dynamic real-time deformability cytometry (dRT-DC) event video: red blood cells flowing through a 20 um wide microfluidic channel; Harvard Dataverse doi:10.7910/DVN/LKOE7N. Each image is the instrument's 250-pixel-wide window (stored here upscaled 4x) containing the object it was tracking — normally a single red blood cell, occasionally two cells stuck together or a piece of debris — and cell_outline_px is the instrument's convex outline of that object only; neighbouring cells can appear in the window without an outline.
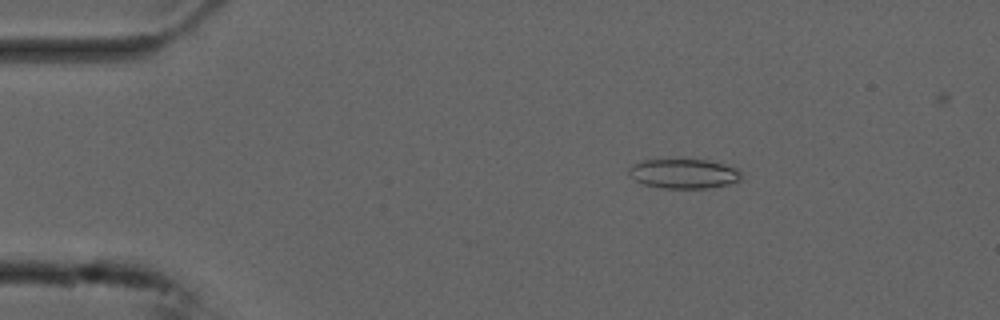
{"species": "common noctule bat (a hibernating species)", "species_latin": "Nyctalus noctula", "temperature_condition": "cold", "stored_images_in_passage": 52, "camera_frame_rate_fps": 3000, "um_per_image_px": 0.085, "animal": {"sex": "male", "forearm_length_mm": 52.5}, "frame": {"image": 1, "passage_image": 7, "time_ms": 2.0, "image_size_px": [1000, 320], "cell_outline_px": [[740, 180], [728, 184], [708, 188], [664, 188], [644, 184], [636, 180], [628, 172], [628, 168], [632, 164], [644, 160], [684, 156], [708, 160], [724, 164], [736, 168], [740, 172]], "centroid_in_image_um": [58.09, 14.7], "position_along_channel_um": 26.9, "area_um2": 20.06}}
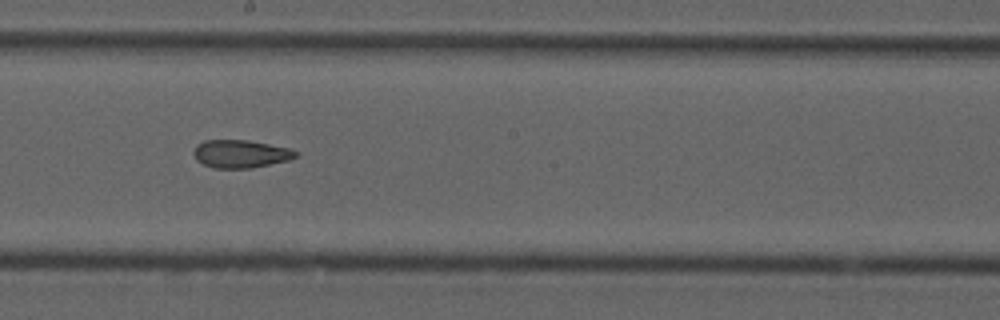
{"frame": {"image": 2, "passage_image": 28, "time_ms": 9.0, "image_size_px": [1000, 320], "cell_outline_px": [[296, 156], [288, 160], [252, 168], [216, 168], [204, 164], [196, 160], [192, 152], [196, 144], [204, 140], [248, 140], [292, 148], [296, 152]], "centroid_in_image_um": [20.42, 13.06], "position_along_channel_um": 227.8, "area_um2": 16.65}}
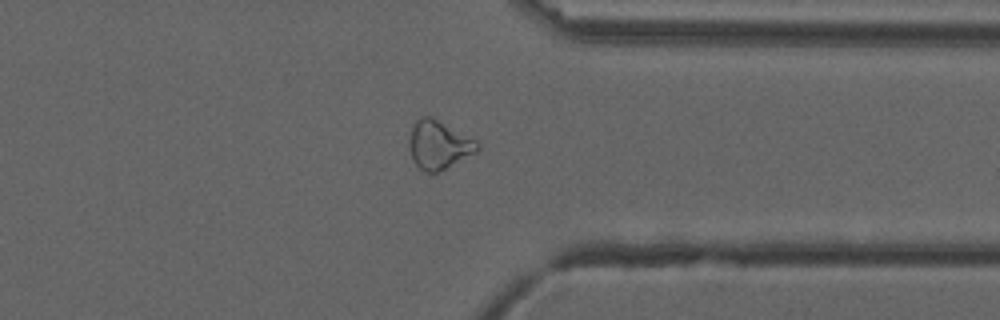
{"frame": {"image": 3, "passage_image": 40, "time_ms": 13.0, "image_size_px": [1000, 320], "cell_outline_px": [[480, 148], [476, 152], [440, 172], [424, 172], [416, 164], [412, 156], [408, 144], [412, 128], [416, 120], [420, 116], [432, 116], [476, 140], [480, 144]], "centroid_in_image_um": [37.3, 12.3], "position_along_channel_um": 374.1, "area_um2": 19.25}, "authors_computed_cell_mechanics": {"area_um2": 19.3052, "velocity_mm_per_s": 3.7508, "shape_relaxation_time_tau1_ms": null, "shape_relaxation_time_tau2_ms": 3.8763, "deformation_change_tau1": null, "deformation_change_tau2": 0.1134}}